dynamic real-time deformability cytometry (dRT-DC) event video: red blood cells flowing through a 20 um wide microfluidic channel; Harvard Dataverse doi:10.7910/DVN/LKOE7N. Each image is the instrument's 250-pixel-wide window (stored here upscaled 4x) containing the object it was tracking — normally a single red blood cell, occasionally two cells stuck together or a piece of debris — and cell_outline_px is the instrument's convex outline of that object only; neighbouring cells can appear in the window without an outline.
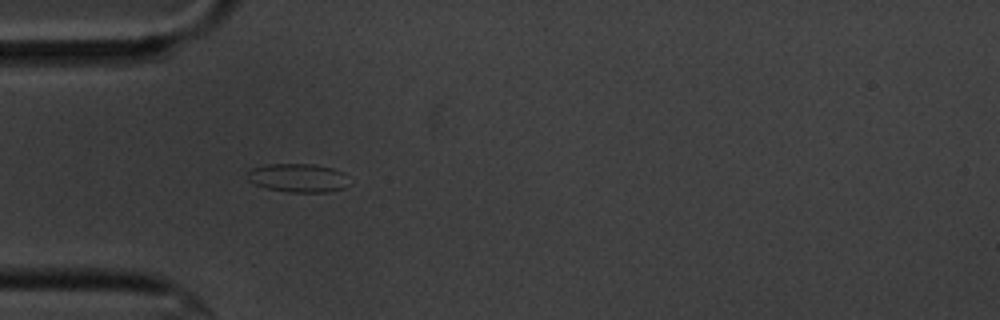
{"species": "common noctule bat (a hibernating species)", "species_latin": "Nyctalus noctula", "temperature_condition": "cold", "stored_images_in_passage": 41, "camera_frame_rate_fps": 3000, "um_per_image_px": 0.085, "animal": {"sex": "male", "body_mass_g": 20.1, "forearm_length_mm": 53.5}, "frame": {"image": 1, "passage_image": 1, "time_ms": 0.0, "image_size_px": [1000, 320], "cell_outline_px": [[352, 184], [344, 188], [328, 192], [288, 192], [268, 188], [256, 184], [248, 180], [248, 172], [252, 168], [268, 164], [312, 164], [332, 168], [344, 172]], "centroid_in_image_um": [25.41, 15.12], "position_along_channel_um": 59.6, "area_um2": 17.05}}
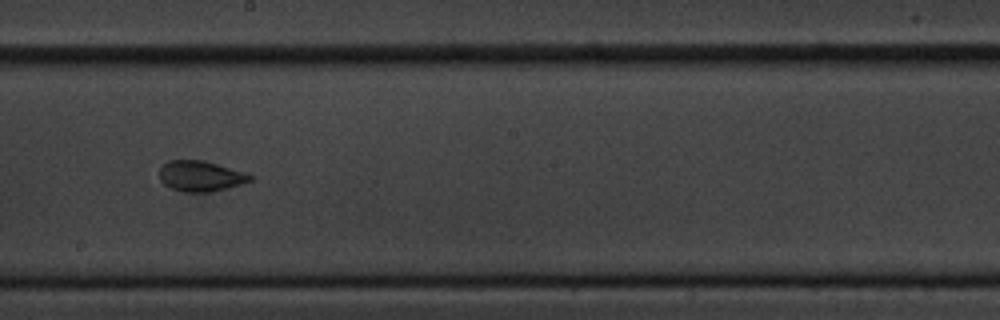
{"frame": {"image": 2, "passage_image": 16, "time_ms": 5.0, "image_size_px": [1000, 320], "cell_outline_px": [[252, 180], [228, 188], [212, 192], [184, 192], [172, 188], [164, 184], [160, 180], [160, 168], [168, 160], [200, 160], [216, 164], [244, 172], [252, 176]], "centroid_in_image_um": [17.03, 14.98], "position_along_channel_um": 231.2, "area_um2": 15.95}}
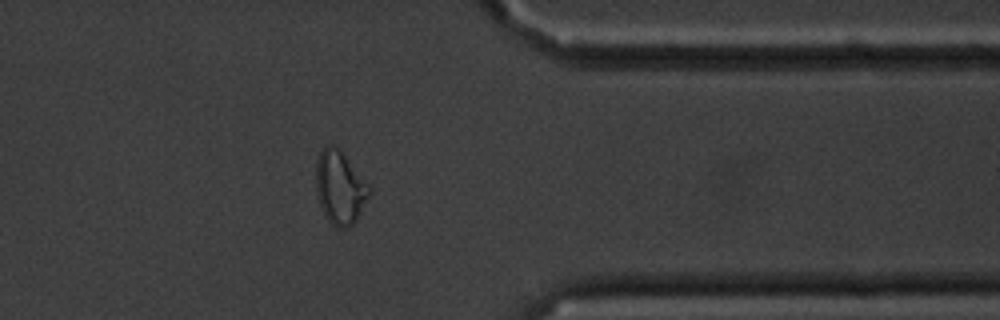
{"frame": {"image": 3, "passage_image": 30, "time_ms": 9.667, "image_size_px": [1000, 320], "cell_outline_px": [[372, 192], [356, 220], [352, 224], [344, 228], [340, 228], [332, 224], [328, 220], [320, 204], [316, 192], [316, 160], [320, 152], [328, 144], [332, 144], [340, 148], [372, 188]], "centroid_in_image_um": [28.91, 15.9], "position_along_channel_um": 382.5, "area_um2": 22.83}, "authors_computed_cell_mechanics": {"area_um2": 16.3574, "velocity_mm_per_s": 3.4747, "shape_relaxation_time_tau1_ms": 10.2314, "shape_relaxation_time_tau2_ms": 1.3553, "deformation_change_tau1": 0.1707, "deformation_change_tau2": 0.0502}}